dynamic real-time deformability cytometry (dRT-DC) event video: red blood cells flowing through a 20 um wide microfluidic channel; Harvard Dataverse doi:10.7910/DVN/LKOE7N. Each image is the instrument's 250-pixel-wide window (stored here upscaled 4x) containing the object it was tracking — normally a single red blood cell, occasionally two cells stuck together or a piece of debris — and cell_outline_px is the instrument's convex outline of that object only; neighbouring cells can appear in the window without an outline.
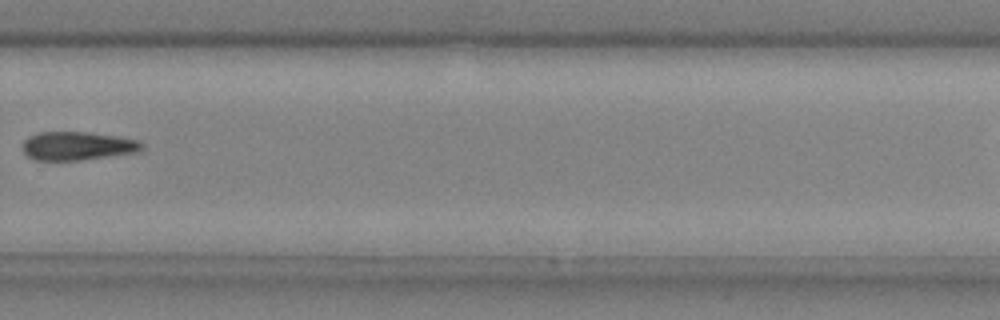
{"species": "common noctule bat (a hibernating species)", "species_latin": "Nyctalus noctula", "temperature_condition": "cold", "stored_images_in_passage": 11, "camera_frame_rate_fps": 3000, "um_per_image_px": 0.085, "animal": {"sex": "male", "body_mass_g": 20.4}, "frame": {"image": 1, "passage_image": 10, "time_ms": 3.0, "image_size_px": [1000, 320], "cell_outline_px": [[144, 148], [140, 152], [80, 160], [36, 160], [28, 156], [24, 152], [24, 140], [28, 136], [36, 132], [88, 132], [116, 136], [140, 140], [144, 144]], "centroid_in_image_um": [6.63, 12.4], "position_along_channel_um": 323.2, "area_um2": 19.94}}